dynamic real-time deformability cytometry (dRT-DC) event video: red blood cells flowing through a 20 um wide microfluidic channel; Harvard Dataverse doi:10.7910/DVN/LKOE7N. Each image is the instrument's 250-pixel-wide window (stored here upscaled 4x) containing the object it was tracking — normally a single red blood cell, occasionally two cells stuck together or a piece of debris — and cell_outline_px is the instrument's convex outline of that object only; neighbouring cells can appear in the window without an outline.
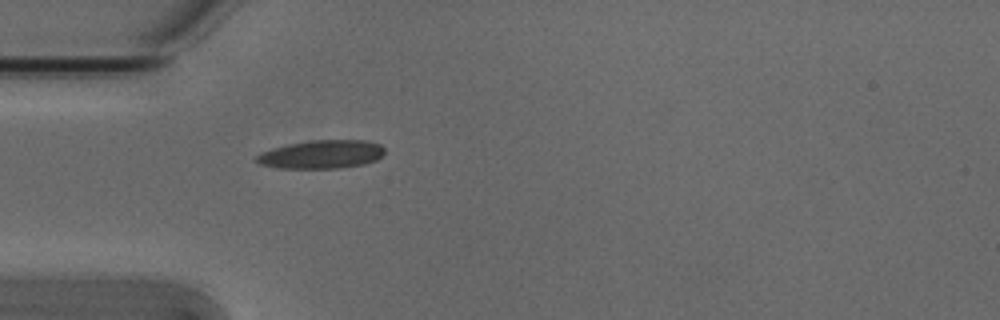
{"species": "Egyptian fruit bat (a non-hibernating species)", "species_latin": "Rousettus aegyptiacus", "temperature_condition": "cold", "stored_images_in_passage": 1, "camera_frame_rate_fps": 3000, "um_per_image_px": 0.085, "animal": {"sex": "male"}, "frame": {"image": 1, "passage_image": 1, "time_ms": 0.0, "image_size_px": [1000, 320], "cell_outline_px": [[384, 152], [376, 160], [364, 164], [340, 168], [276, 168], [260, 164], [252, 160], [260, 152], [272, 148], [288, 144], [312, 140], [368, 140], [380, 144], [384, 148]], "centroid_in_image_um": [27.29, 13.12], "position_along_channel_um": 57.7, "area_um2": 21.39}}